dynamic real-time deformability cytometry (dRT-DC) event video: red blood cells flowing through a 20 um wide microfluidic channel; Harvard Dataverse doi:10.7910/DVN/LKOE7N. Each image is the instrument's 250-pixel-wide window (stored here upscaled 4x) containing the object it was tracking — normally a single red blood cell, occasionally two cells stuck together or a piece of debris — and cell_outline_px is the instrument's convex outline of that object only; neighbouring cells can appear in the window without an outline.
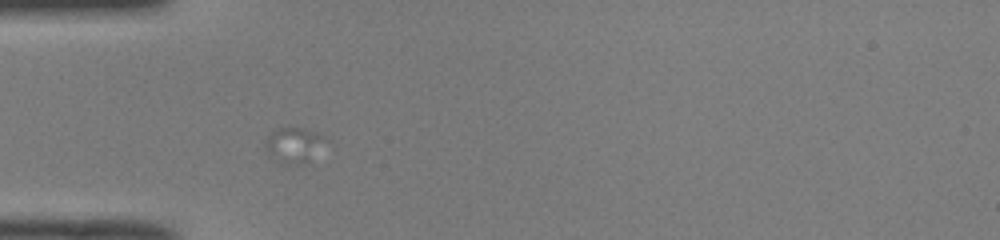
{"species": "common noctule bat (a hibernating species)", "species_latin": "Nyctalus noctula", "temperature_condition": "room temperature", "stored_images_in_passage": 3, "camera_frame_rate_fps": 3000, "um_per_image_px": 0.085, "animal": {"sex": "male", "body_mass_g": 19.0, "forearm_length_mm": 50.8}, "frame": {"image": 1, "passage_image": 2, "time_ms": 0.333, "image_size_px": [1000, 240], "cell_outline_px": [[324, 136], [308, 160], [304, 164], [280, 164], [268, 156], [264, 148], [264, 140], [272, 132], [280, 128], [304, 128], [316, 132]], "centroid_in_image_um": [24.81, 12.34], "position_along_channel_um": 60.2, "area_um2": 11.91}}